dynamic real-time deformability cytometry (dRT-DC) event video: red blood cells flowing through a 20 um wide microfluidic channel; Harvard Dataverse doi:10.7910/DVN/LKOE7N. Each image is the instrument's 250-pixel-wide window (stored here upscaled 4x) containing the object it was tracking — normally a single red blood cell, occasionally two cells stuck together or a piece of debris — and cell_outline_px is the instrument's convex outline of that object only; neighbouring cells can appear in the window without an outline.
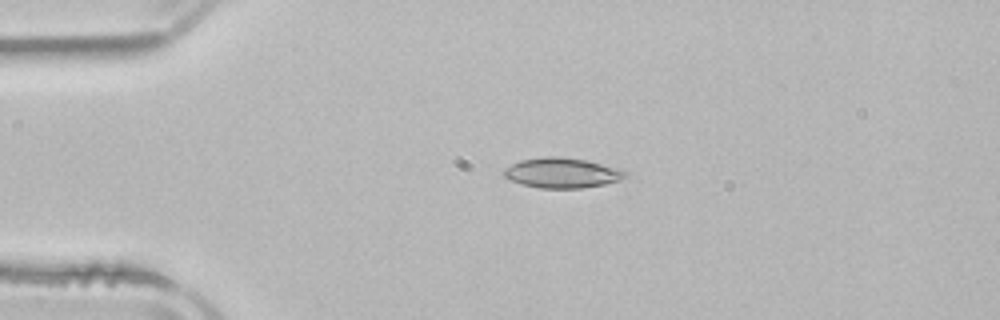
{"species": "common noctule bat (a hibernating species)", "species_latin": "Nyctalus noctula", "temperature_condition": "room temperature", "stored_images_in_passage": 3, "camera_frame_rate_fps": 3000, "um_per_image_px": 0.085, "animal": {"sex": "male", "body_mass_g": 21.5, "forearm_length_mm": 52.0}, "frame": {"image": 1, "passage_image": 2, "time_ms": 1.333, "image_size_px": [1000, 320], "cell_outline_px": [[628, 176], [620, 180], [604, 184], [580, 188], [540, 188], [524, 184], [512, 180], [504, 176], [504, 168], [520, 160], [544, 156], [560, 156], [588, 160], [620, 168], [628, 172]], "centroid_in_image_um": [47.82, 14.68], "position_along_channel_um": 37.2, "area_um2": 21.39}}